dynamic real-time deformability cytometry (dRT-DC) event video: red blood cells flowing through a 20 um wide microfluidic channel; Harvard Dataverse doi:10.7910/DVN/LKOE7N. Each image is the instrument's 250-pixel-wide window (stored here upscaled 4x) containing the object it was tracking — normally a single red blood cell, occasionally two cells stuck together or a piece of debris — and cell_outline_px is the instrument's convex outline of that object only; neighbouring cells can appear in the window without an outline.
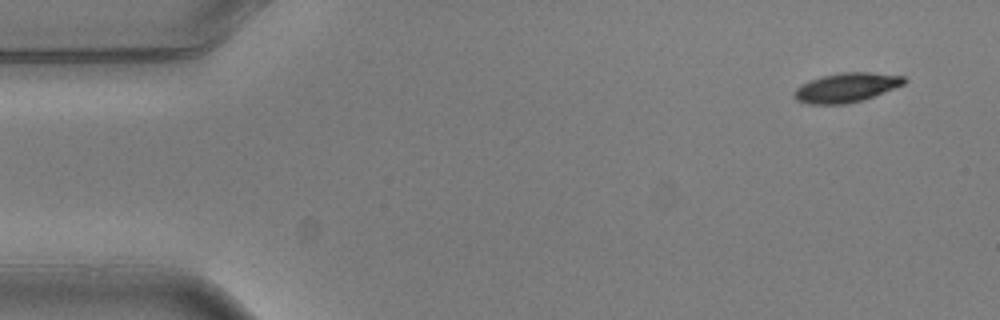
{"species": "common noctule bat (a hibernating species)", "species_latin": "Nyctalus noctula", "temperature_condition": "warm", "stored_images_in_passage": 5, "camera_frame_rate_fps": 3000, "um_per_image_px": 0.085, "animal": {"sex": "male", "body_mass_g": 20.5, "forearm_length_mm": 52.5}, "frame": {"image": 1, "passage_image": 1, "time_ms": 0.0, "image_size_px": [1000, 320], "cell_outline_px": [[908, 80], [904, 84], [872, 96], [848, 104], [808, 104], [796, 100], [792, 96], [792, 92], [800, 84], [824, 76], [840, 72], [868, 72], [904, 76]], "centroid_in_image_um": [71.89, 7.44], "position_along_channel_um": 13.1, "area_um2": 18.67}}
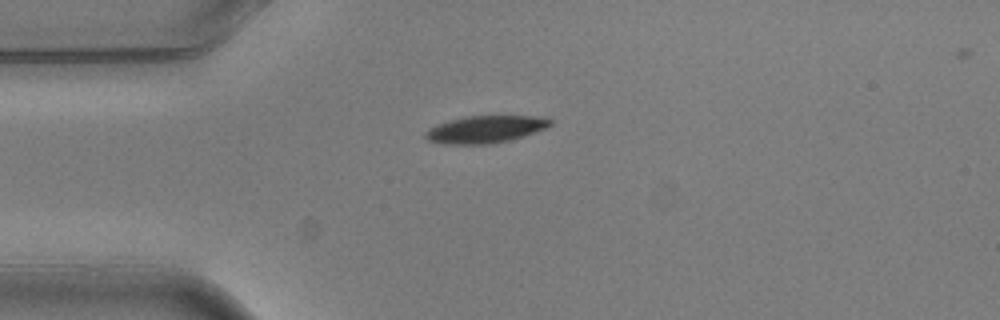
{"frame": {"image": 2, "passage_image": 4, "time_ms": 1.0, "image_size_px": [1000, 320], "cell_outline_px": [[552, 124], [544, 128], [512, 140], [492, 144], [444, 144], [428, 140], [424, 136], [424, 132], [428, 128], [436, 124], [468, 116], [548, 116], [552, 120]], "centroid_in_image_um": [41.26, 10.99], "position_along_channel_um": 43.7, "area_um2": 19.88}}